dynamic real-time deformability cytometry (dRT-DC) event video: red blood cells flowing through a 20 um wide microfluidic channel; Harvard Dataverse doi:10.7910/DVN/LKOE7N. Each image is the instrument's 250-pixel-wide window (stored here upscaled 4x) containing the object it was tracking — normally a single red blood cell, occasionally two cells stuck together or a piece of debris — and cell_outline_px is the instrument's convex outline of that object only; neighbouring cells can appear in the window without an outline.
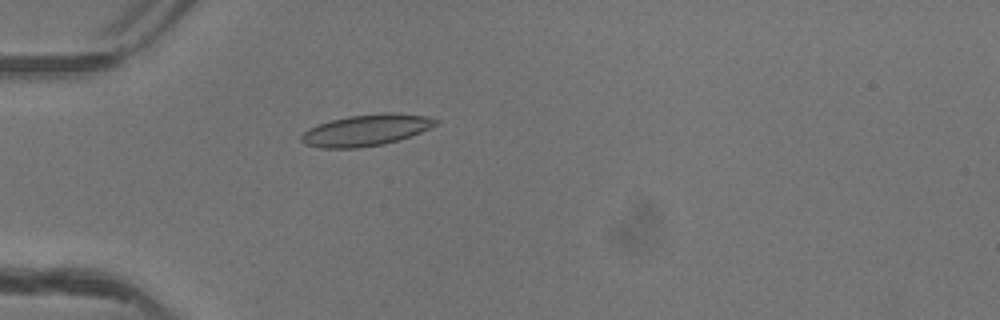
{"species": "common noctule bat (a hibernating species)", "species_latin": "Nyctalus noctula", "temperature_condition": "warm", "stored_images_in_passage": 34, "camera_frame_rate_fps": 3000, "um_per_image_px": 0.085, "animal": {"sex": "female"}, "frame": {"image": 1, "passage_image": 2, "time_ms": 0.333, "image_size_px": [1000, 320], "cell_outline_px": [[440, 120], [436, 124], [420, 132], [384, 144], [356, 148], [320, 148], [304, 144], [300, 140], [300, 136], [308, 128], [332, 120], [348, 116], [384, 112], [392, 112], [428, 116]], "centroid_in_image_um": [31.09, 11.06], "position_along_channel_um": 53.9, "area_um2": 24.45}}
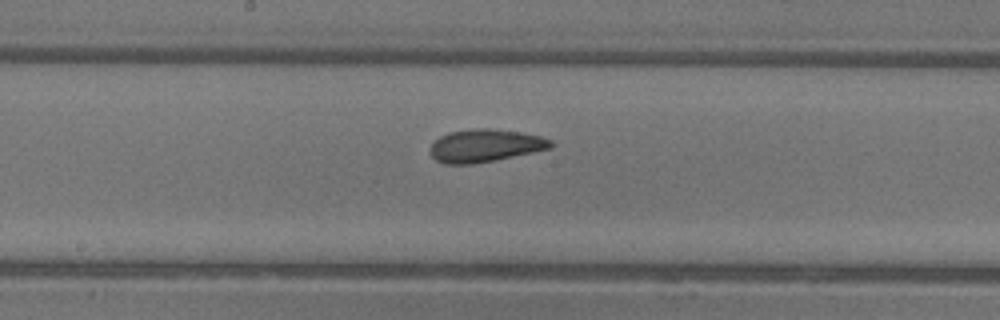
{"frame": {"image": 2, "passage_image": 14, "time_ms": 4.333, "image_size_px": [1000, 320], "cell_outline_px": [[552, 148], [496, 160], [472, 164], [444, 164], [436, 160], [432, 156], [428, 148], [440, 136], [448, 132], [476, 128], [488, 128], [520, 132], [540, 136], [552, 140]], "centroid_in_image_um": [41.21, 12.38], "position_along_channel_um": 207.0, "area_um2": 23.06}}
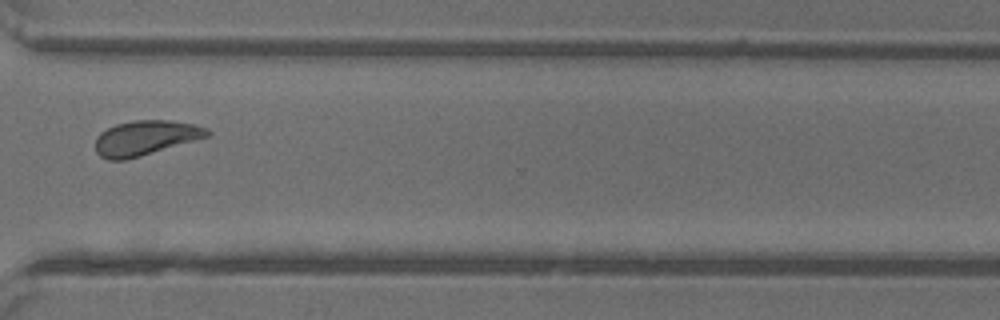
{"frame": {"image": 3, "passage_image": 25, "time_ms": 8.0, "image_size_px": [1000, 320], "cell_outline_px": [[212, 132], [208, 136], [140, 156], [124, 160], [108, 160], [100, 156], [96, 152], [96, 136], [100, 132], [116, 124], [132, 120], [168, 120], [192, 124], [208, 128]], "centroid_in_image_um": [12.33, 11.71], "position_along_channel_um": 358.3, "area_um2": 22.48}, "authors_computed_cell_mechanics": {"area_um2": 22.3686, "velocity_mm_per_s": 4.1293, "shape_relaxation_time_tau1_ms": 4.1286, "shape_relaxation_time_tau2_ms": 2.0937, "deformation_change_tau1": 0.1296, "deformation_change_tau2": 0.0807}}